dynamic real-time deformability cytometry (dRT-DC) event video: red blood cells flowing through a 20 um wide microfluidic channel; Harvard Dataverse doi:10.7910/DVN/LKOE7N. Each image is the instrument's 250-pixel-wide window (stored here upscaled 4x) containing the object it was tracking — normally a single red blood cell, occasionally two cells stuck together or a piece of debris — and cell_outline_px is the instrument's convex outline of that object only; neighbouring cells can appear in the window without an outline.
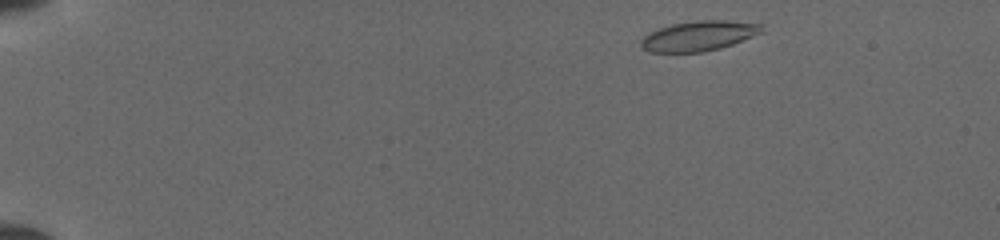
{"species": "common noctule bat (a hibernating species)", "species_latin": "Nyctalus noctula", "temperature_condition": "cold", "stored_images_in_passage": 45, "camera_frame_rate_fps": 3000, "um_per_image_px": 0.085, "animal": {"sex": "female", "body_mass_g": 19.5, "forearm_length_mm": 54.1}, "frame": {"image": 1, "passage_image": 2, "time_ms": 0.333, "image_size_px": [1000, 240], "cell_outline_px": [[764, 32], [732, 44], [720, 48], [704, 52], [648, 52], [640, 44], [640, 40], [648, 32], [672, 24], [700, 20], [724, 20], [764, 24]], "centroid_in_image_um": [59.42, 3.05], "position_along_channel_um": 25.6, "area_um2": 21.15}}
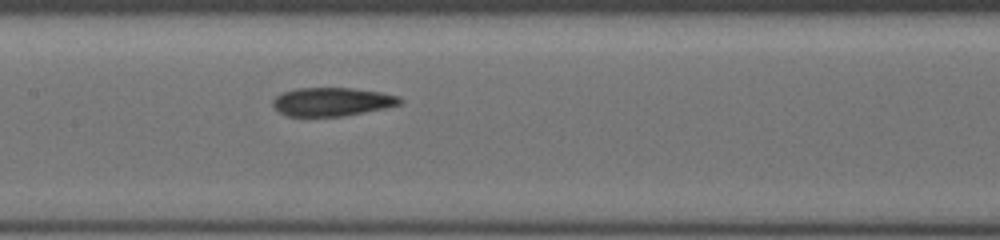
{"frame": {"image": 2, "passage_image": 21, "time_ms": 6.667, "image_size_px": [1000, 240], "cell_outline_px": [[404, 100], [400, 104], [384, 108], [344, 116], [288, 116], [280, 112], [272, 104], [272, 100], [280, 92], [296, 88], [352, 88], [380, 92], [400, 96]], "centroid_in_image_um": [28.22, 8.64], "position_along_channel_um": 179.2, "area_um2": 21.15}}
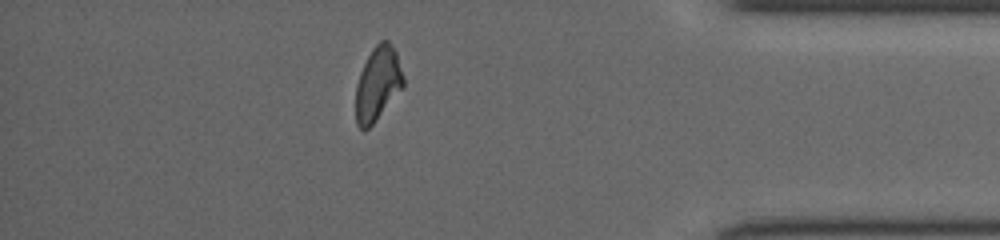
{"frame": {"image": 3, "passage_image": 39, "time_ms": 12.667, "image_size_px": [1000, 240], "cell_outline_px": [[404, 84], [376, 120], [364, 132], [356, 124], [356, 84], [360, 72], [372, 48], [380, 40], [388, 40], [396, 52], [404, 76]], "centroid_in_image_um": [32.09, 7.11], "position_along_channel_um": 403.1, "area_um2": 20.29}}